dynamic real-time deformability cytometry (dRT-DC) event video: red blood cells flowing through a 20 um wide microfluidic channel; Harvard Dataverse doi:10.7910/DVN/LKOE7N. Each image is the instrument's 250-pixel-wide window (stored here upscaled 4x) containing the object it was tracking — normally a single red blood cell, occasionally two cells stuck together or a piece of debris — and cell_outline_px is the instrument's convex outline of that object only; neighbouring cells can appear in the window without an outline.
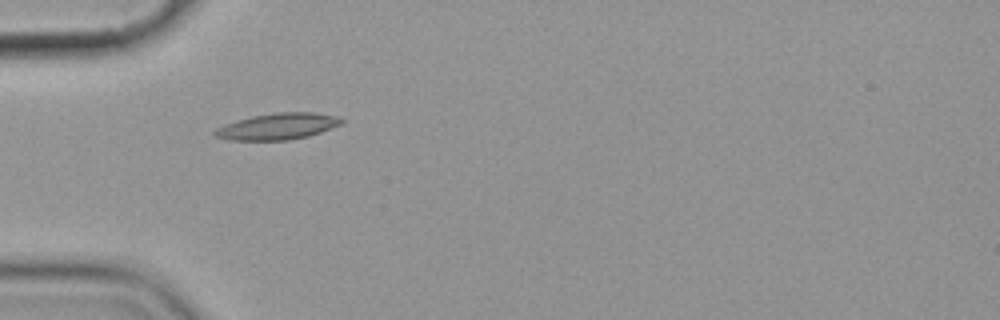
{"species": "common noctule bat (a hibernating species)", "species_latin": "Nyctalus noctula", "temperature_condition": "cold", "stored_images_in_passage": 6, "camera_frame_rate_fps": 3000, "um_per_image_px": 0.085, "animal": {"sex": "female", "body_mass_g": 19.9}, "frame": {"image": 1, "passage_image": 6, "time_ms": 6.0, "image_size_px": [1000, 320], "cell_outline_px": [[344, 124], [308, 136], [288, 140], [228, 140], [212, 136], [212, 132], [216, 128], [236, 120], [252, 116], [276, 112], [316, 112], [336, 116], [344, 120]], "centroid_in_image_um": [23.6, 10.74], "position_along_channel_um": 61.4, "area_um2": 19.65}}